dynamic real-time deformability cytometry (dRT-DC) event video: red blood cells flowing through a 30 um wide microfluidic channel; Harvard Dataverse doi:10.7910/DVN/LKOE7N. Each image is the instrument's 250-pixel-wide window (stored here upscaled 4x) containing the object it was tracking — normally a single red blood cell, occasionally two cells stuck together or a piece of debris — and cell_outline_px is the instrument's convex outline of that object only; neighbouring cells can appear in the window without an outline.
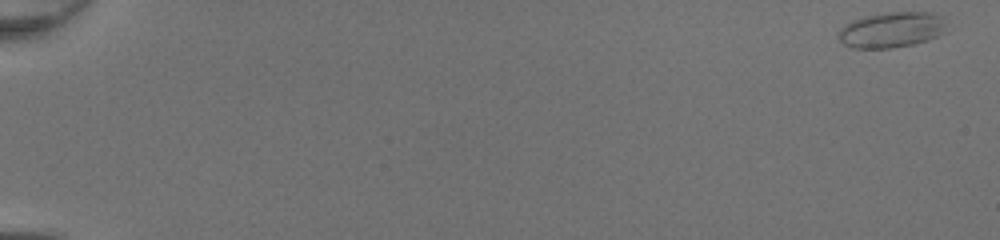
{"species": "common noctule bat (a hibernating species)", "species_latin": "Nyctalus noctula", "temperature_condition": "room temperature", "stored_images_in_passage": 51, "camera_frame_rate_fps": 3000, "um_per_image_px": 0.085, "animal": {"sex": "female", "body_mass_g": 20.0, "forearm_length_mm": 54.0}, "frame": {"image": 1, "passage_image": 1, "time_ms": 0.0, "image_size_px": [1000, 240], "cell_outline_px": [[944, 24], [940, 32], [936, 36], [928, 40], [912, 44], [892, 48], [856, 48], [844, 44], [836, 36], [836, 32], [840, 28], [852, 20], [864, 16], [888, 12], [928, 12], [940, 16]], "centroid_in_image_um": [75.68, 2.53], "position_along_channel_um": 9.3, "area_um2": 22.08}}
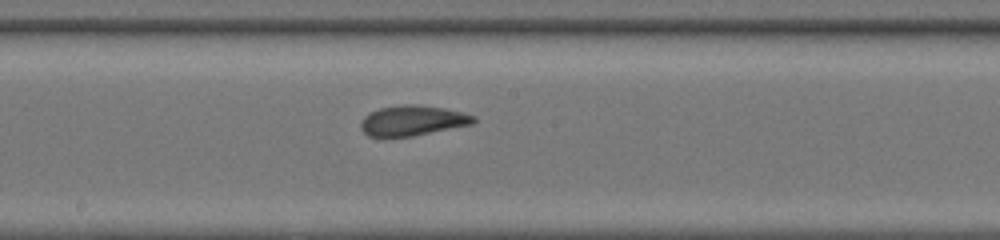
{"frame": {"image": 2, "passage_image": 30, "time_ms": 9.667, "image_size_px": [1000, 240], "cell_outline_px": [[476, 120], [472, 124], [412, 136], [368, 136], [360, 128], [360, 124], [364, 116], [380, 108], [404, 104], [416, 104], [444, 108], [476, 116]], "centroid_in_image_um": [35.06, 10.24], "position_along_channel_um": 213.1, "area_um2": 19.59}}
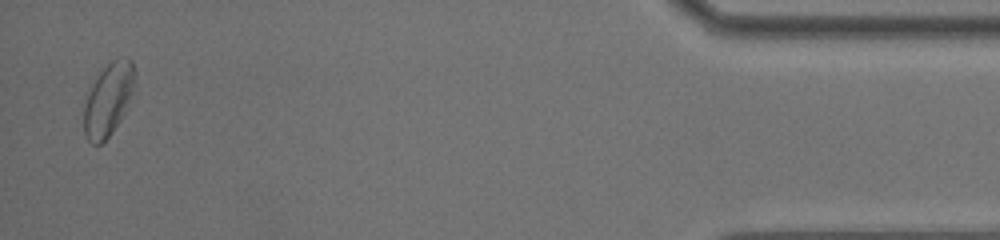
{"frame": {"image": 3, "passage_image": 50, "time_ms": 16.333, "image_size_px": [1000, 240], "cell_outline_px": [[136, 76], [124, 112], [120, 120], [112, 132], [100, 144], [92, 144], [88, 140], [84, 132], [84, 104], [88, 92], [100, 72], [112, 60], [128, 56], [132, 60], [136, 72]], "centroid_in_image_um": [9.2, 8.43], "position_along_channel_um": 426.0, "area_um2": 21.15}, "authors_computed_cell_mechanics": {"area_um2": 20.4612, "velocity_mm_per_s": 4.2507, "shape_relaxation_time_tau1_ms": 8.1623, "shape_relaxation_time_tau2_ms": 1.2769, "deformation_change_tau1": 0.1876, "deformation_change_tau2": 0.0677}}